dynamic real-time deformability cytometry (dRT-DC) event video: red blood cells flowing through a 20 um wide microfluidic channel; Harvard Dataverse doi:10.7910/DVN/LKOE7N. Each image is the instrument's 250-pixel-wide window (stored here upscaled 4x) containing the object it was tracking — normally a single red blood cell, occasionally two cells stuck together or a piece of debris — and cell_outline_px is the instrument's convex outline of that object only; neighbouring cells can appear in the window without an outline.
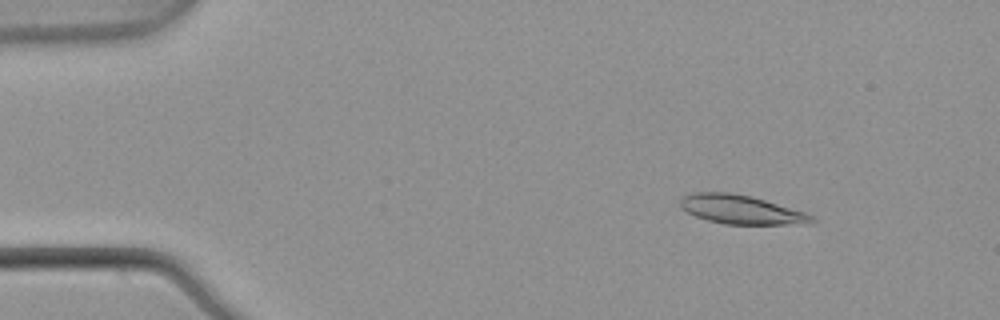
{"species": "common noctule bat (a hibernating species)", "species_latin": "Nyctalus noctula", "temperature_condition": "warm", "stored_images_in_passage": 53, "camera_frame_rate_fps": 3000, "um_per_image_px": 0.085, "animal": {"sex": "male", "body_mass_g": 21.5, "forearm_length_mm": 52.0}, "frame": {"image": 1, "passage_image": 7, "time_ms": 2.0, "image_size_px": [1000, 320], "cell_outline_px": [[820, 220], [808, 224], [724, 224], [708, 220], [696, 216], [680, 208], [680, 200], [684, 196], [692, 192], [728, 192], [748, 196], [764, 200], [804, 212], [816, 216]], "centroid_in_image_um": [63.02, 17.82], "position_along_channel_um": 22.0, "area_um2": 22.08}}
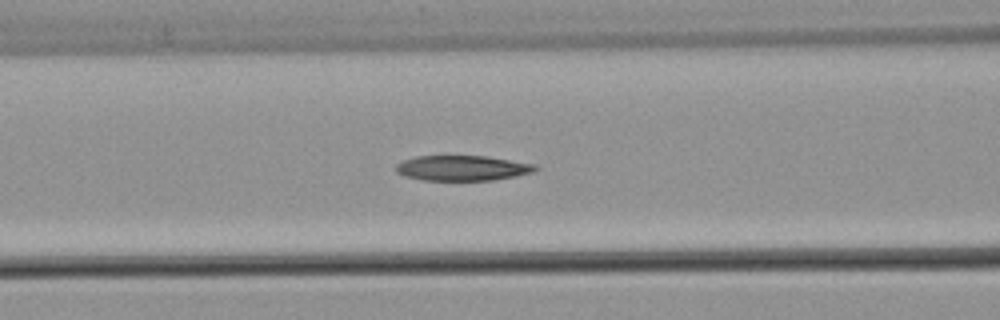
{"frame": {"image": 2, "passage_image": 22, "time_ms": 7.0, "image_size_px": [1000, 320], "cell_outline_px": [[540, 168], [532, 172], [516, 176], [492, 180], [424, 180], [404, 176], [396, 172], [396, 164], [404, 160], [416, 156], [488, 156], [536, 164]], "centroid_in_image_um": [39.32, 14.28], "position_along_channel_um": 127.3, "area_um2": 20.52}}
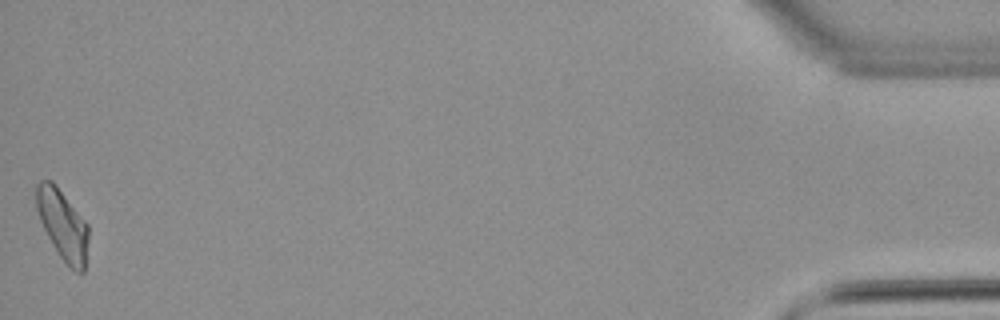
{"frame": {"image": 3, "passage_image": 53, "time_ms": 17.333, "image_size_px": [1000, 320], "cell_outline_px": [[88, 240], [84, 272], [76, 272], [60, 256], [48, 236], [40, 220], [36, 208], [36, 184], [40, 180], [52, 180], [56, 184], [88, 224]], "centroid_in_image_um": [5.33, 19.06], "position_along_channel_um": 429.9, "area_um2": 21.04}, "authors_computed_cell_mechanics": {"area_um2": 21.4438, "velocity_mm_per_s": 3.8703, "shape_relaxation_time_tau1_ms": 10.1572, "shape_relaxation_time_tau2_ms": 4.8687, "deformation_change_tau1": 0.2215, "deformation_change_tau2": 0.135}}